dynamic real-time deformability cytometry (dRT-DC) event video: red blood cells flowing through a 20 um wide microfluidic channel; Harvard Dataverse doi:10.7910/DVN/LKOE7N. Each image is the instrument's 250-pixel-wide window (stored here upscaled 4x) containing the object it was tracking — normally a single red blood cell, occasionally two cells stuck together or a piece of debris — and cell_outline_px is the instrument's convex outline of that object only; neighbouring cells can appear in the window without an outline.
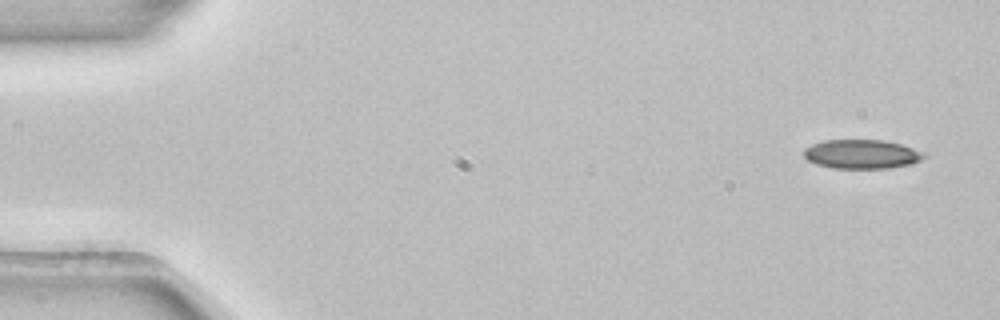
{"species": "common noctule bat (a hibernating species)", "species_latin": "Nyctalus noctula", "temperature_condition": "room temperature", "stored_images_in_passage": 4, "camera_frame_rate_fps": 3000, "um_per_image_px": 0.085, "animal": {"sex": "female", "body_mass_g": 22.7, "forearm_length_mm": 54.2}, "frame": {"image": 1, "passage_image": 1, "time_ms": 0.0, "image_size_px": [1000, 320], "cell_outline_px": [[928, 156], [912, 164], [888, 168], [832, 168], [816, 164], [808, 160], [804, 156], [804, 148], [812, 144], [824, 140], [884, 140], [900, 144], [924, 152]], "centroid_in_image_um": [73.25, 13.1], "position_along_channel_um": 11.7, "area_um2": 20.4}}
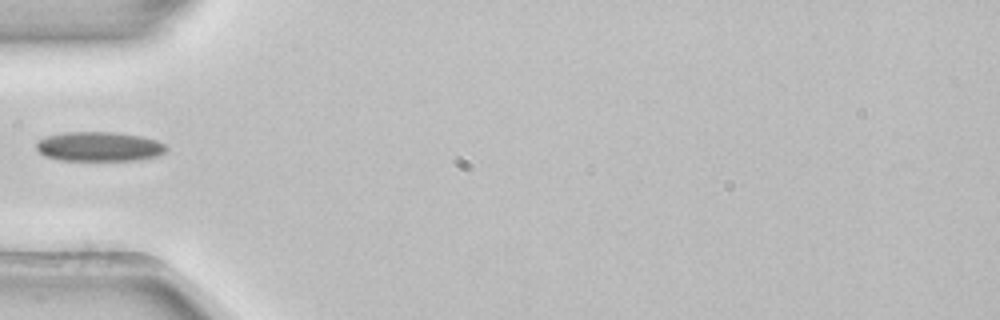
{"frame": {"image": 2, "passage_image": 4, "time_ms": 1.0, "image_size_px": [1000, 320], "cell_outline_px": [[168, 148], [160, 156], [136, 160], [60, 160], [44, 156], [36, 148], [36, 144], [40, 140], [48, 136], [64, 132], [112, 132], [144, 136], [156, 140], [164, 144]], "centroid_in_image_um": [8.46, 12.46], "position_along_channel_um": 76.5, "area_um2": 22.37}}